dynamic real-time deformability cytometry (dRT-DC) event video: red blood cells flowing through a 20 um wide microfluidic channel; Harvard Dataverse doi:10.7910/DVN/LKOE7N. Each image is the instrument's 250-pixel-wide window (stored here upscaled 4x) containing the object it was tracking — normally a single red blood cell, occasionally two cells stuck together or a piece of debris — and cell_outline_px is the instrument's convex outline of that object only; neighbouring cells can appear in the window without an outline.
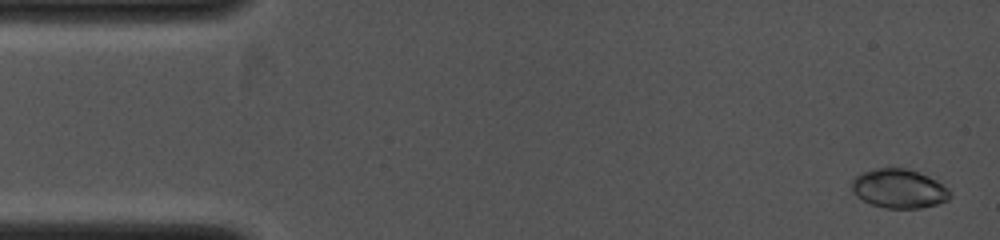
{"species": "common noctule bat (a hibernating species)", "species_latin": "Nyctalus noctula", "temperature_condition": "cold", "stored_images_in_passage": 19, "camera_frame_rate_fps": 4000, "um_per_image_px": 0.085, "animal": {"sex": "female", "body_mass_g": 19.0, "forearm_length_mm": 53.3}, "frame": {"image": 1, "passage_image": 1, "time_ms": 0.0, "image_size_px": [1000, 240], "cell_outline_px": [[952, 196], [948, 200], [936, 204], [920, 208], [884, 208], [872, 204], [856, 196], [852, 192], [852, 180], [860, 172], [876, 168], [904, 168], [928, 176], [936, 180], [948, 188], [952, 192]], "centroid_in_image_um": [76.41, 16.03], "position_along_channel_um": 8.6, "area_um2": 22.37}}
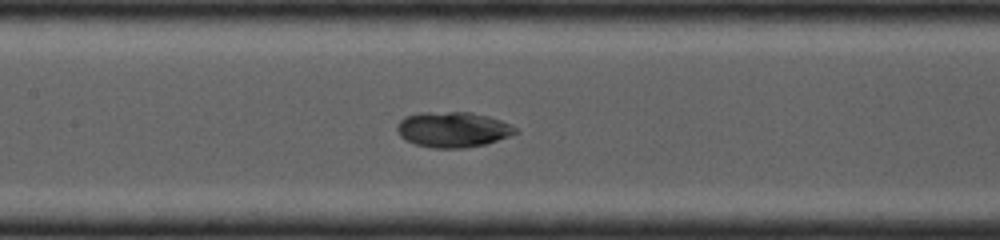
{"frame": {"image": 2, "passage_image": 13, "time_ms": 5.25, "image_size_px": [1000, 240], "cell_outline_px": [[520, 132], [484, 144], [464, 148], [432, 148], [416, 144], [404, 140], [396, 132], [396, 124], [404, 116], [420, 112], [472, 112], [488, 116], [500, 120], [516, 128]], "centroid_in_image_um": [38.43, 11.0], "position_along_channel_um": 169.0, "area_um2": 24.57}}
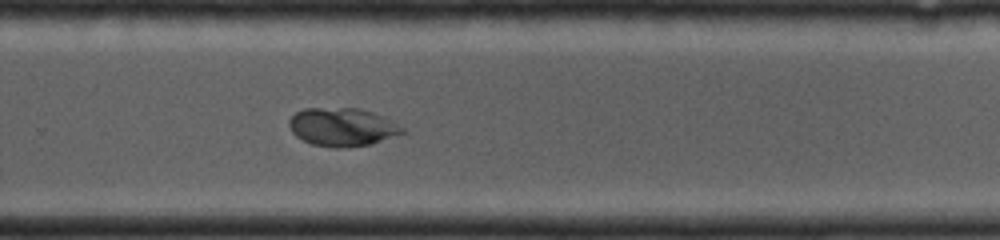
{"frame": {"image": 3, "passage_image": 19, "time_ms": 7.75, "image_size_px": [1000, 240], "cell_outline_px": [[404, 132], [372, 144], [340, 148], [332, 148], [312, 144], [296, 136], [292, 132], [288, 124], [288, 120], [296, 112], [304, 108], [360, 108], [384, 116], [400, 124], [404, 128]], "centroid_in_image_um": [29.09, 10.79], "position_along_channel_um": 300.7, "area_um2": 25.37}}